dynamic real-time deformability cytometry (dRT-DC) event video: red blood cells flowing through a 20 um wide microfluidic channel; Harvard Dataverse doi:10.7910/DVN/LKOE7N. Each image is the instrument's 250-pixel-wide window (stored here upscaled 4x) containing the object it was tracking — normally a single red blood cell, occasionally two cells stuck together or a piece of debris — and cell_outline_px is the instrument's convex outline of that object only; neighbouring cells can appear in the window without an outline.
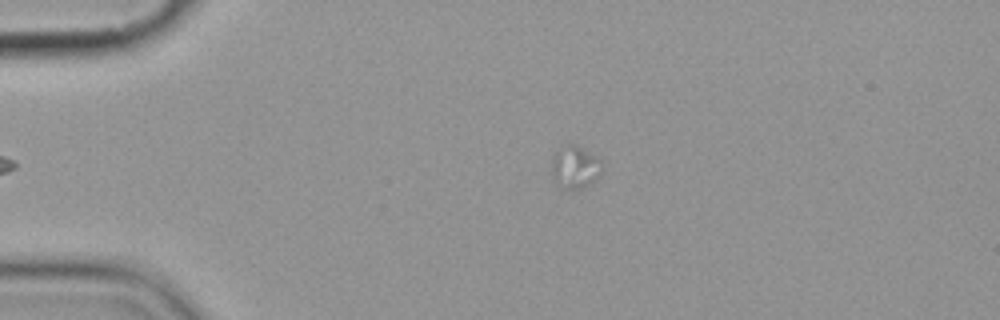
{"species": "common noctule bat (a hibernating species)", "species_latin": "Nyctalus noctula", "temperature_condition": "cold", "stored_images_in_passage": 6, "segment_of_instrument_passage": [2, 2], "camera_frame_rate_fps": 3000, "um_per_image_px": 0.085, "animal": {"sex": "female", "body_mass_g": 19.9}, "frame": {"image": 1, "passage_image": 6, "time_ms": 6.0, "image_size_px": [1000, 320], "cell_outline_px": [[604, 172], [592, 184], [580, 188], [564, 188], [552, 176], [552, 156], [556, 152], [568, 144], [572, 144], [600, 160]], "centroid_in_image_um": [48.91, 14.24], "position_along_channel_um": 36.1, "area_um2": 12.08}}